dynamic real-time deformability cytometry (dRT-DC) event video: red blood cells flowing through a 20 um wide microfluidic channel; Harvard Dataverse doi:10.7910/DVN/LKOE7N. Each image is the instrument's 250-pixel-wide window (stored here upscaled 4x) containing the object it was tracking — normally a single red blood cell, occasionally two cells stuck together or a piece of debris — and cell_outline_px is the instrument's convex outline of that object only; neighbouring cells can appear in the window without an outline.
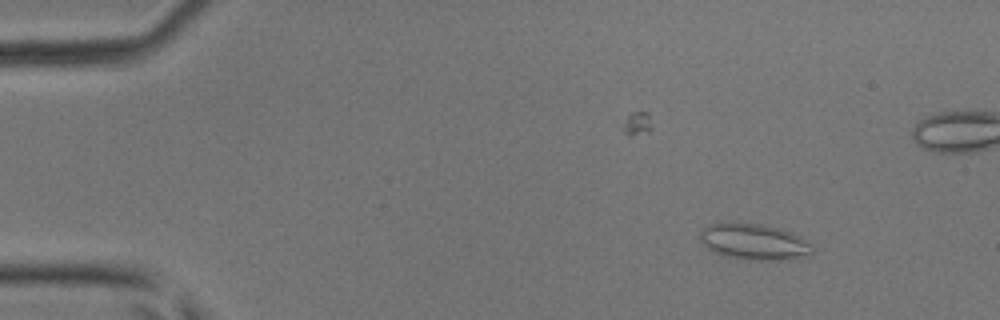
{"species": "common noctule bat (a hibernating species)", "species_latin": "Nyctalus noctula", "temperature_condition": "room temperature", "stored_images_in_passage": 21, "camera_frame_rate_fps": 3000, "um_per_image_px": 0.085, "animal": {"sex": "male", "body_mass_g": 17.9, "forearm_length_mm": 54.2}, "frame": {"image": 1, "passage_image": 6, "time_ms": 1.667, "image_size_px": [1000, 320], "cell_outline_px": [[812, 256], [788, 260], [756, 260], [732, 256], [716, 252], [708, 248], [700, 240], [700, 232], [704, 228], [712, 224], [764, 224], [780, 228], [792, 232], [800, 236], [812, 244]], "centroid_in_image_um": [64.21, 20.57], "position_along_channel_um": 20.8, "area_um2": 23.24}}
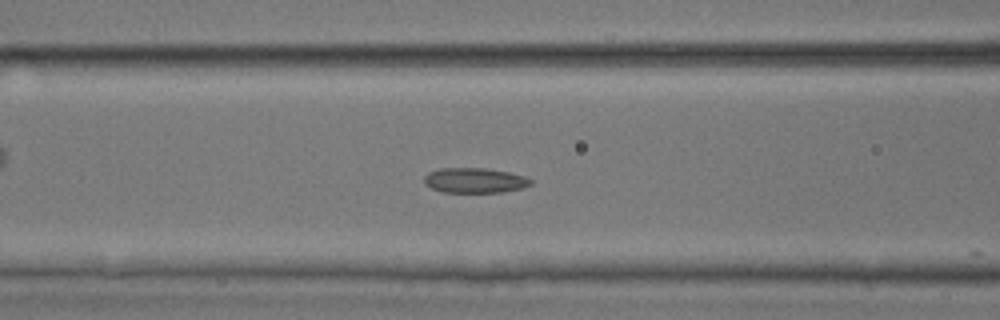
{"frame": {"image": 2, "passage_image": 20, "time_ms": 6.333, "image_size_px": [1000, 320], "cell_outline_px": [[532, 184], [524, 188], [504, 192], [444, 192], [432, 188], [424, 184], [424, 176], [428, 172], [440, 168], [484, 168], [508, 172], [524, 176], [532, 180]], "centroid_in_image_um": [40.35, 15.33], "position_along_channel_um": 126.2, "area_um2": 15.61}}